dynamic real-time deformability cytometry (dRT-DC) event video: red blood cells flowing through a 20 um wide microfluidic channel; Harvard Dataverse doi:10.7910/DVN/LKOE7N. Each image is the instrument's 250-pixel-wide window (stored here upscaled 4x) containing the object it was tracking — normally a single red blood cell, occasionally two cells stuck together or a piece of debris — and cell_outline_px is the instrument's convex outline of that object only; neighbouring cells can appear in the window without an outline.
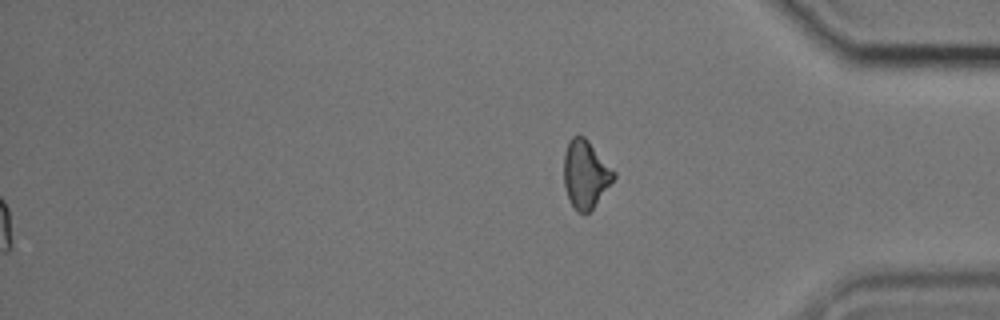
{"species": "common noctule bat (a hibernating species)", "species_latin": "Nyctalus noctula", "temperature_condition": "cold", "stored_images_in_passage": 46, "segment_of_instrument_passage": [2, 2], "camera_frame_rate_fps": 3000, "um_per_image_px": 0.085, "animal": {"sex": "male", "body_mass_g": 17.9, "forearm_length_mm": 54.2}, "frame": {"image": 1, "passage_image": 46, "time_ms": 15.0, "image_size_px": [1000, 320], "cell_outline_px": [[616, 176], [592, 208], [588, 212], [576, 212], [568, 196], [564, 184], [564, 152], [568, 140], [572, 136], [584, 136], [588, 140], [616, 172]], "centroid_in_image_um": [49.75, 14.77], "position_along_channel_um": 385.4, "area_um2": 19.48}}